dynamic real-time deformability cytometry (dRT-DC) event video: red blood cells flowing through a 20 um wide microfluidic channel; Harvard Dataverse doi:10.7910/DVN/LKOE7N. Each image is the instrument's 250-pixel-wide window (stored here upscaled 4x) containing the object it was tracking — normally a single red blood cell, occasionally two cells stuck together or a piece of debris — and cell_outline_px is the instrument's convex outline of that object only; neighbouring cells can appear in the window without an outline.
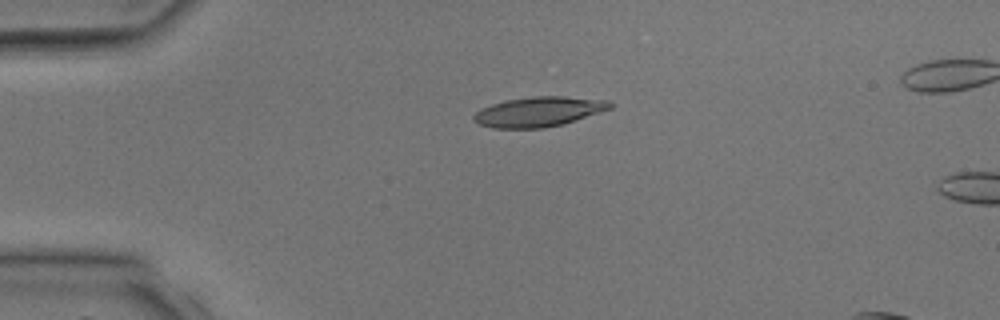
{"species": "common noctule bat (a hibernating species)", "species_latin": "Nyctalus noctula", "temperature_condition": "room temperature", "stored_images_in_passage": 4, "camera_frame_rate_fps": 3000, "um_per_image_px": 0.085, "animal": {"sex": "male", "body_mass_g": 17.9, "forearm_length_mm": 54.2}, "frame": {"image": 1, "passage_image": 3, "time_ms": 2.667, "image_size_px": [1000, 320], "cell_outline_px": [[612, 108], [564, 124], [544, 128], [492, 128], [480, 124], [472, 120], [472, 116], [480, 108], [492, 104], [508, 100], [536, 96], [564, 96], [608, 100], [612, 104]], "centroid_in_image_um": [45.79, 9.5], "position_along_channel_um": 39.2, "area_um2": 23.7}}